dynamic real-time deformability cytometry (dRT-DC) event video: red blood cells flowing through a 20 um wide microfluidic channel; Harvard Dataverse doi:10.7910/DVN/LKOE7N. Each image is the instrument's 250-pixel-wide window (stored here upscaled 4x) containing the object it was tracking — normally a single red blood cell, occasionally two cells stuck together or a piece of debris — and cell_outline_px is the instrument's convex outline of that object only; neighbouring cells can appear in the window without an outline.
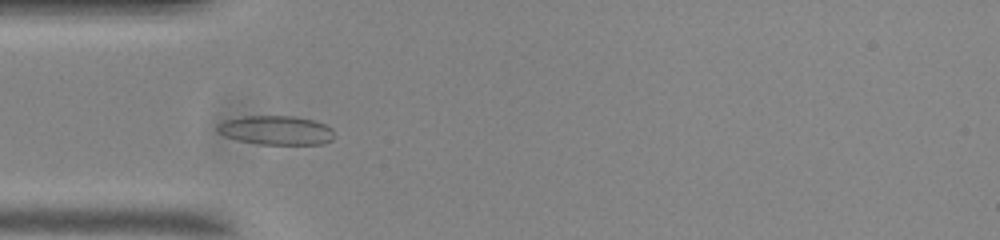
{"species": "common noctule bat (a hibernating species)", "species_latin": "Nyctalus noctula", "temperature_condition": "room temperature", "stored_images_in_passage": 49, "camera_frame_rate_fps": 3000, "um_per_image_px": 0.085, "animal": {"sex": "male", "body_mass_g": 20.0, "forearm_length_mm": 53.3}, "frame": {"image": 1, "passage_image": 10, "time_ms": 3.0, "image_size_px": [1000, 240], "cell_outline_px": [[336, 136], [332, 140], [324, 144], [260, 144], [236, 140], [224, 136], [216, 132], [216, 128], [224, 120], [244, 116], [292, 116], [316, 120], [332, 128]], "centroid_in_image_um": [23.49, 11.07], "position_along_channel_um": 61.5, "area_um2": 20.06}}
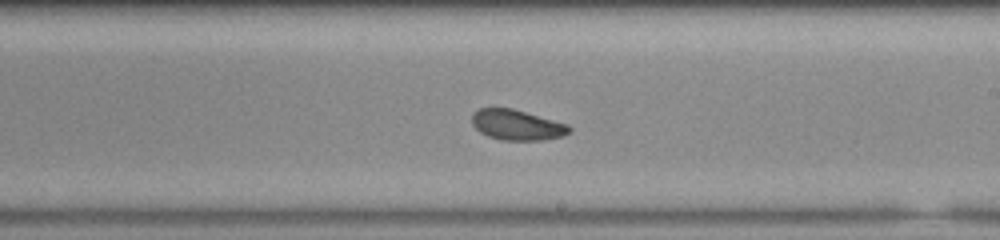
{"frame": {"image": 2, "passage_image": 25, "time_ms": 8.0, "image_size_px": [1000, 240], "cell_outline_px": [[572, 132], [564, 136], [544, 140], [500, 140], [488, 136], [480, 132], [472, 124], [472, 116], [480, 108], [512, 108], [568, 124], [572, 128]], "centroid_in_image_um": [43.99, 10.63], "position_along_channel_um": 245.0, "area_um2": 17.28}}
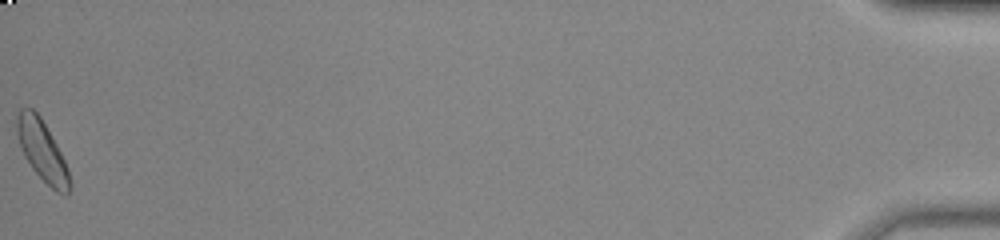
{"frame": {"image": 3, "passage_image": 49, "time_ms": 16.0, "image_size_px": [1000, 240], "cell_outline_px": [[72, 188], [68, 196], [64, 196], [56, 192], [32, 168], [24, 156], [16, 132], [16, 116], [20, 108], [32, 108], [40, 116], [56, 144], [68, 168], [72, 184]], "centroid_in_image_um": [3.6, 12.85], "position_along_channel_um": 431.6, "area_um2": 18.61}, "authors_computed_cell_mechanics": {"area_um2": 17.8602, "velocity_mm_per_s": 3.6882, "shape_relaxation_time_tau1_ms": 6.0944, "shape_relaxation_time_tau2_ms": 7.0653, "deformation_change_tau1": 0.1094, "deformation_change_tau2": 0.1214}}